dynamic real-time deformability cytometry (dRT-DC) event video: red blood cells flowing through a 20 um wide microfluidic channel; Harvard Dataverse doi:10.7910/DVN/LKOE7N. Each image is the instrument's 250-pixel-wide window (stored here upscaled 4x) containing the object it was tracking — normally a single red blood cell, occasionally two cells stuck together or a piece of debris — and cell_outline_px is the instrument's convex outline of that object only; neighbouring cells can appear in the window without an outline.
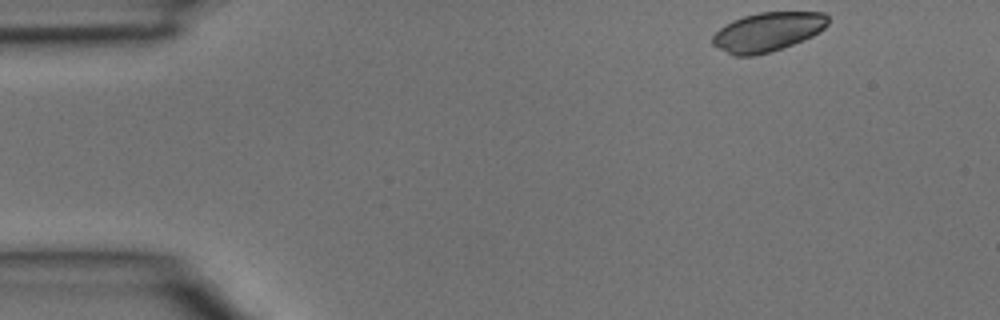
{"species": "common noctule bat (a hibernating species)", "species_latin": "Nyctalus noctula", "temperature_condition": "room temperature", "stored_images_in_passage": 3, "camera_frame_rate_fps": 3000, "um_per_image_px": 0.085, "animal": {"sex": "male", "body_mass_g": 15.6}, "frame": {"image": 1, "passage_image": 1, "time_ms": 0.0, "image_size_px": [1000, 320], "cell_outline_px": [[828, 24], [820, 32], [812, 36], [792, 44], [768, 52], [752, 56], [736, 56], [712, 44], [712, 36], [720, 28], [732, 20], [744, 16], [760, 12], [824, 12], [828, 16]], "centroid_in_image_um": [65.26, 2.69], "position_along_channel_um": 19.7, "area_um2": 26.01}}
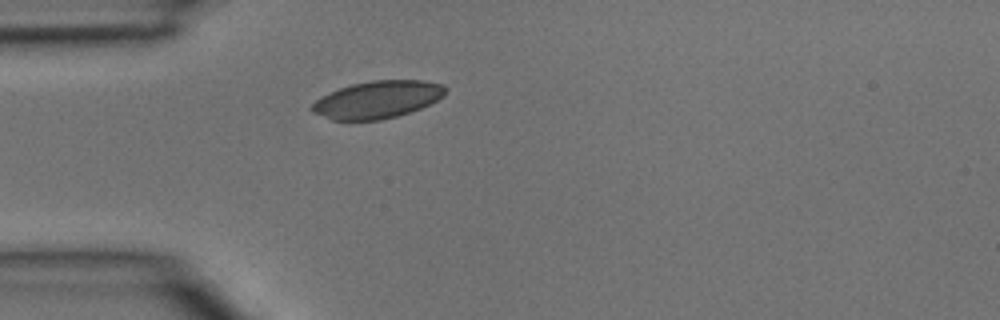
{"frame": {"image": 2, "passage_image": 3, "time_ms": 0.667, "image_size_px": [1000, 320], "cell_outline_px": [[448, 88], [444, 96], [420, 108], [396, 116], [380, 120], [332, 120], [312, 112], [308, 108], [316, 100], [340, 88], [352, 84], [372, 80], [420, 80], [444, 84]], "centroid_in_image_um": [32.09, 8.46], "position_along_channel_um": 52.9, "area_um2": 28.9}}